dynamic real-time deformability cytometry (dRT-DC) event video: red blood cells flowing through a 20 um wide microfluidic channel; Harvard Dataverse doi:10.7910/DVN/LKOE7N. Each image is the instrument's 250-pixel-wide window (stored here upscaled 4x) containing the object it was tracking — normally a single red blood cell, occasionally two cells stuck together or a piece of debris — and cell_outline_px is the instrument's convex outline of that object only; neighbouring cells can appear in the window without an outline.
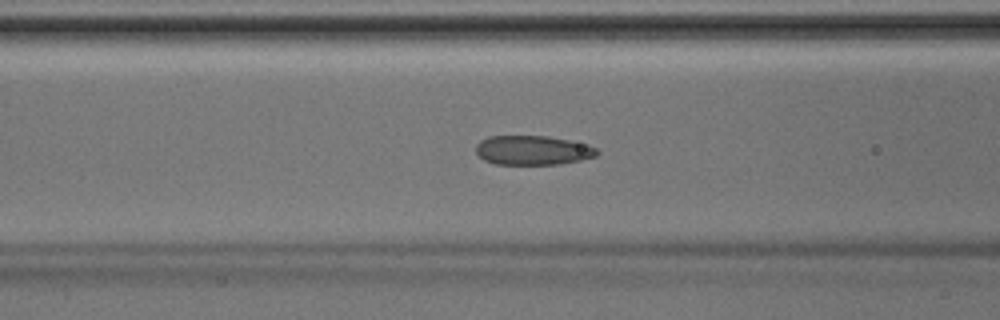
{"species": "Egyptian fruit bat (a non-hibernating species)", "species_latin": "Rousettus aegyptiacus", "temperature_condition": "room temperature", "stored_images_in_passage": 43, "camera_frame_rate_fps": 3000, "um_per_image_px": 0.085, "animal": {"sex": "male"}, "frame": {"image": 1, "passage_image": 17, "time_ms": 5.333, "image_size_px": [1000, 320], "cell_outline_px": [[600, 152], [596, 156], [580, 160], [560, 164], [496, 164], [484, 160], [476, 152], [476, 144], [480, 140], [488, 136], [548, 136], [588, 144], [596, 148]], "centroid_in_image_um": [45.29, 12.77], "position_along_channel_um": 121.3, "area_um2": 20.75}}
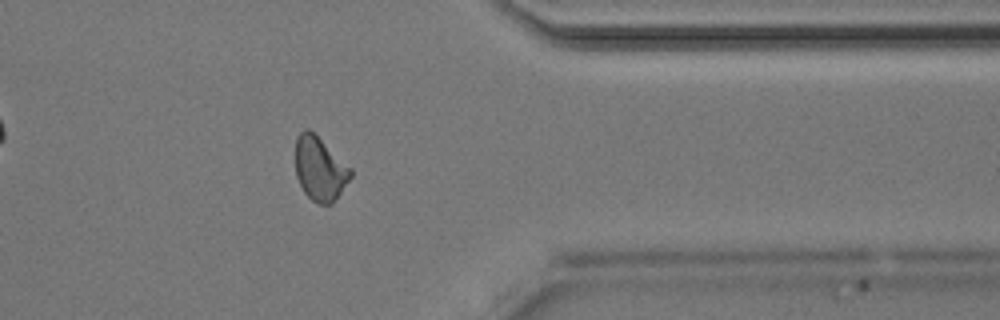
{"frame": {"image": 2, "passage_image": 35, "time_ms": 11.333, "image_size_px": [1000, 320], "cell_outline_px": [[352, 176], [332, 204], [316, 204], [304, 192], [296, 176], [296, 136], [300, 132], [308, 128], [352, 168]], "centroid_in_image_um": [27.19, 14.36], "position_along_channel_um": 384.2, "area_um2": 20.4}}
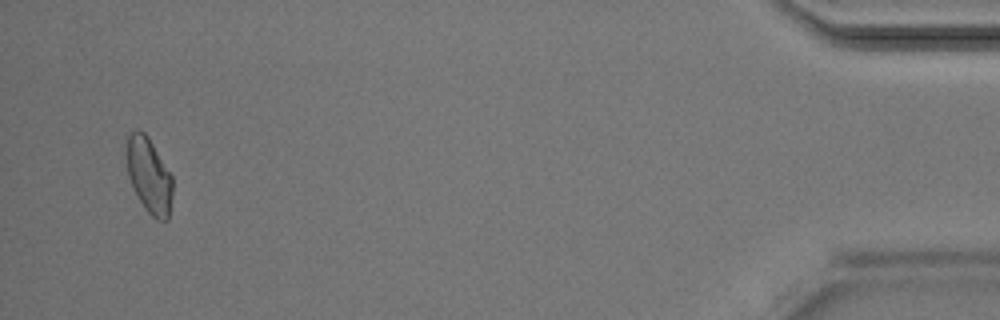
{"frame": {"image": 3, "passage_image": 42, "time_ms": 13.667, "image_size_px": [1000, 320], "cell_outline_px": [[172, 192], [168, 220], [156, 220], [144, 208], [128, 176], [128, 136], [136, 128], [144, 132], [148, 136], [172, 176]], "centroid_in_image_um": [12.69, 14.92], "position_along_channel_um": 422.5, "area_um2": 19.71}}